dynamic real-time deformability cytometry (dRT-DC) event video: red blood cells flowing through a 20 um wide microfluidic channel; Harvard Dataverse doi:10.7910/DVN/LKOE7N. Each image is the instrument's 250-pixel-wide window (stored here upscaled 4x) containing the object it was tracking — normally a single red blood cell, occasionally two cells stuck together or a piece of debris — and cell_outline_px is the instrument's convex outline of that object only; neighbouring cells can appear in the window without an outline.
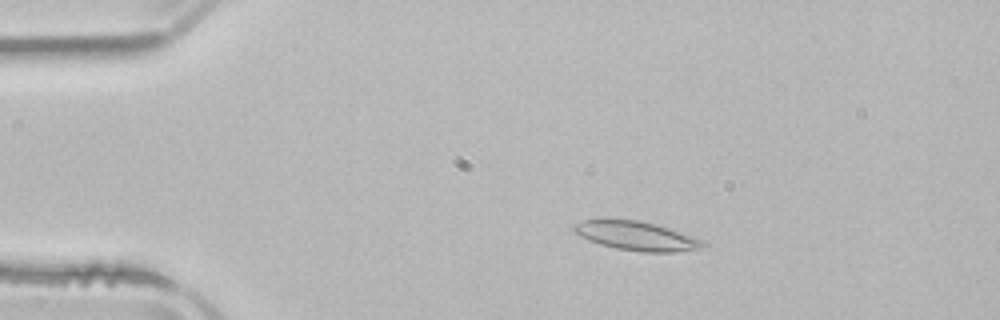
{"species": "common noctule bat (a hibernating species)", "species_latin": "Nyctalus noctula", "temperature_condition": "room temperature", "stored_images_in_passage": 3, "camera_frame_rate_fps": 3000, "um_per_image_px": 0.085, "animal": {"sex": "male", "body_mass_g": 21.5, "forearm_length_mm": 52.0}, "frame": {"image": 1, "passage_image": 2, "time_ms": 1.333, "image_size_px": [1000, 320], "cell_outline_px": [[708, 248], [676, 252], [644, 252], [616, 248], [600, 244], [588, 240], [580, 236], [572, 228], [572, 224], [584, 220], [636, 220], [656, 224], [704, 240], [708, 244]], "centroid_in_image_um": [54.17, 20.07], "position_along_channel_um": 30.8, "area_um2": 21.79}}